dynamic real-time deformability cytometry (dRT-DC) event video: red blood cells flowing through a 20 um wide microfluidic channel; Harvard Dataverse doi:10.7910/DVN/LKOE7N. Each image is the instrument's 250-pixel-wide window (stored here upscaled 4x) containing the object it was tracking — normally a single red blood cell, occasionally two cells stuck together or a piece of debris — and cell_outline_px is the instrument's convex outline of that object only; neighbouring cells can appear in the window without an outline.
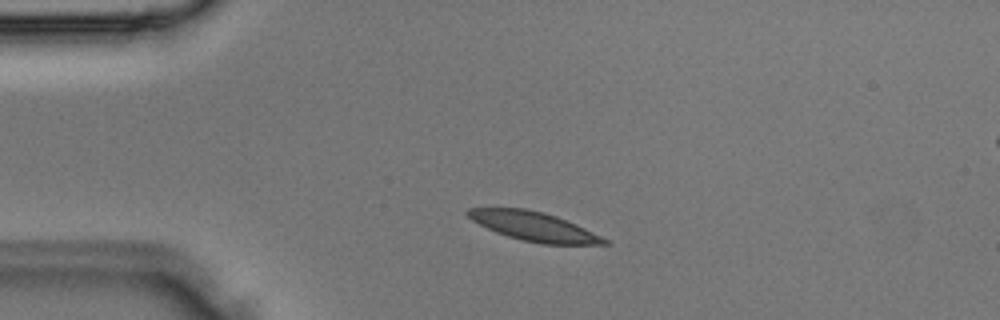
{"species": "Egyptian fruit bat (a non-hibernating species)", "species_latin": "Rousettus aegyptiacus", "temperature_condition": "room temperature", "stored_images_in_passage": 3, "segment_of_instrument_passage": [1, 2], "camera_frame_rate_fps": 3000, "um_per_image_px": 0.085, "animal": {"sex": "male"}, "frame": {"image": 1, "passage_image": 2, "time_ms": 0.333, "image_size_px": [1000, 320], "cell_outline_px": [[612, 244], [540, 244], [520, 240], [496, 232], [472, 220], [464, 212], [468, 208], [524, 208], [544, 212], [556, 216], [584, 228], [608, 240]], "centroid_in_image_um": [45.36, 19.24], "position_along_channel_um": 39.6, "area_um2": 22.89}}